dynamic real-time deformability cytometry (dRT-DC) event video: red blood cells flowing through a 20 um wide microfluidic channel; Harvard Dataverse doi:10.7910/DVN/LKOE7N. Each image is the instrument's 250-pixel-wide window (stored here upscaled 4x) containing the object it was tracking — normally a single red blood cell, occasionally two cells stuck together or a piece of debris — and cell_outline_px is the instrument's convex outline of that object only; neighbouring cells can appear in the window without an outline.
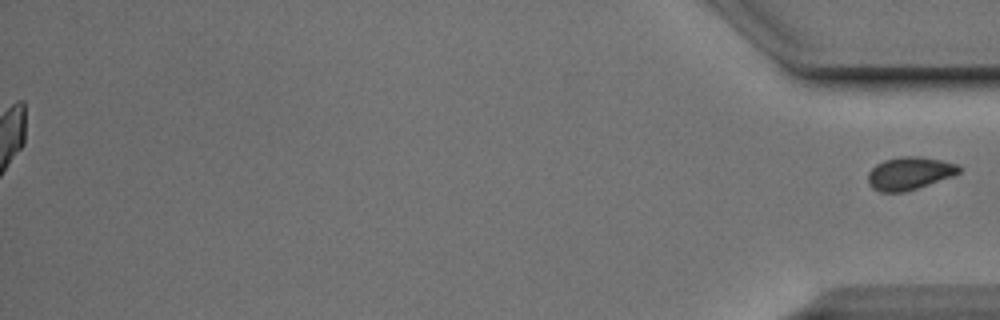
{"species": "Egyptian fruit bat (a non-hibernating species)", "species_latin": "Rousettus aegyptiacus", "temperature_condition": "cold", "stored_images_in_passage": 54, "segment_of_instrument_passage": [2, 2], "camera_frame_rate_fps": 3000, "um_per_image_px": 0.085, "animal": {"sex": "male"}, "frame": {"image": 1, "passage_image": 54, "time_ms": 17.667, "image_size_px": [1000, 320], "cell_outline_px": [[960, 172], [952, 176], [904, 192], [880, 192], [872, 188], [868, 184], [868, 172], [876, 164], [884, 160], [900, 156], [920, 156], [960, 164]], "centroid_in_image_um": [77.28, 14.72], "position_along_channel_um": 357.9, "area_um2": 17.4}}